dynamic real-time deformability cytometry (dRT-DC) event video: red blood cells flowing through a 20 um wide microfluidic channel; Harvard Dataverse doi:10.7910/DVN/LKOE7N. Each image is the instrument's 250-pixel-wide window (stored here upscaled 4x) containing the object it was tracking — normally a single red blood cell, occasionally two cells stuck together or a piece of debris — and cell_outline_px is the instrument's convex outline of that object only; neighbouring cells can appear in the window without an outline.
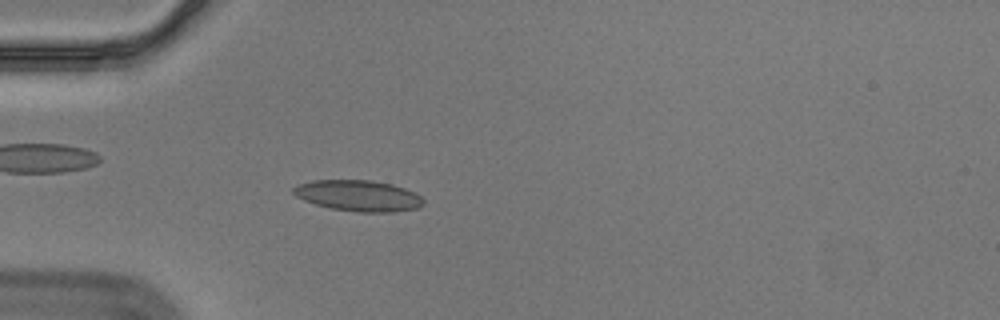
{"species": "Egyptian fruit bat (a non-hibernating species)", "species_latin": "Rousettus aegyptiacus", "temperature_condition": "cold", "stored_images_in_passage": 52, "segment_of_instrument_passage": [1, 2], "camera_frame_rate_fps": 3000, "um_per_image_px": 0.085, "animal": {"sex": "male"}, "frame": {"image": 1, "passage_image": 12, "time_ms": 3.667, "image_size_px": [1000, 320], "cell_outline_px": [[424, 204], [420, 208], [392, 212], [360, 212], [332, 208], [316, 204], [304, 200], [296, 196], [292, 192], [292, 188], [300, 184], [312, 180], [368, 180], [392, 184], [416, 192], [424, 200]], "centroid_in_image_um": [30.5, 16.63], "position_along_channel_um": 54.5, "area_um2": 23.47}}
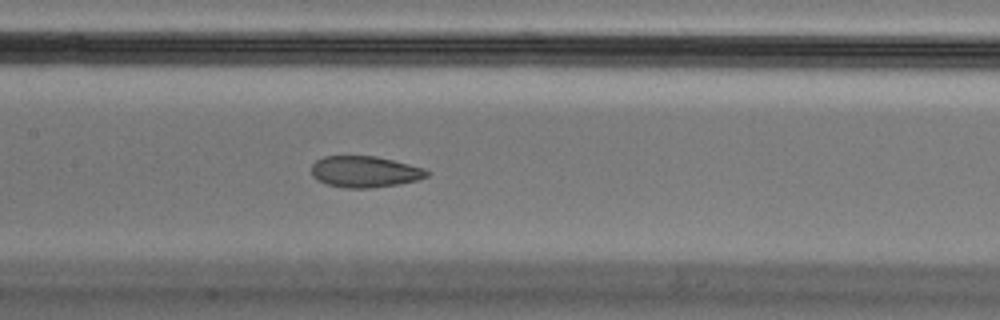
{"frame": {"image": 2, "passage_image": 23, "time_ms": 7.333, "image_size_px": [1000, 320], "cell_outline_px": [[428, 176], [420, 180], [400, 184], [368, 188], [344, 188], [328, 184], [316, 180], [312, 176], [312, 164], [316, 160], [324, 156], [376, 156], [424, 168], [428, 172]], "centroid_in_image_um": [31.0, 14.6], "position_along_channel_um": 176.4, "area_um2": 21.1}}
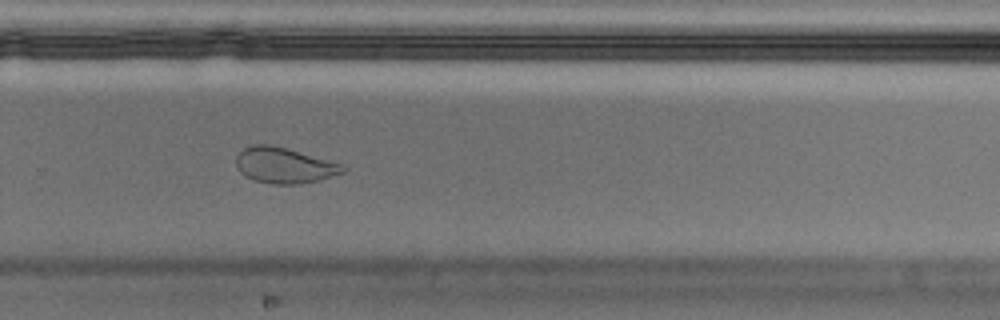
{"frame": {"image": 3, "passage_image": 34, "time_ms": 11.0, "image_size_px": [1000, 320], "cell_outline_px": [[348, 168], [344, 172], [316, 180], [300, 184], [272, 184], [256, 180], [240, 172], [236, 168], [236, 156], [244, 148], [252, 144], [268, 144], [284, 148], [340, 164]], "centroid_in_image_um": [24.11, 14.06], "position_along_channel_um": 305.7, "area_um2": 21.62}}